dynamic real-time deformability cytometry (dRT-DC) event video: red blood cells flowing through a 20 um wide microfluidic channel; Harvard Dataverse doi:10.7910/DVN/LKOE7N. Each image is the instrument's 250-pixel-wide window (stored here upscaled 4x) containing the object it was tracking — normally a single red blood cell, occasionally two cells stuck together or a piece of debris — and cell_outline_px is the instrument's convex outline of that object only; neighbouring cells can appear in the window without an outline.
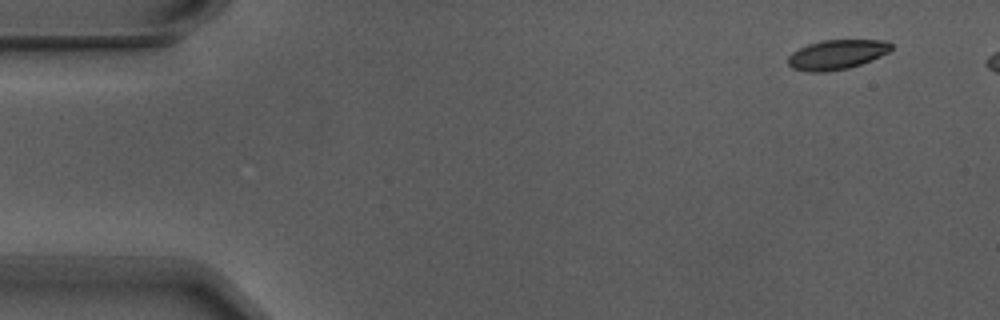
{"species": "Egyptian fruit bat (a non-hibernating species)", "species_latin": "Rousettus aegyptiacus", "temperature_condition": "warm", "stored_images_in_passage": 6, "camera_frame_rate_fps": 3000, "um_per_image_px": 0.085, "animal": {"sex": "male"}, "frame": {"image": 1, "passage_image": 1, "time_ms": 0.0, "image_size_px": [1000, 320], "cell_outline_px": [[892, 48], [888, 52], [872, 60], [848, 68], [828, 72], [808, 72], [792, 68], [788, 64], [788, 56], [792, 52], [808, 44], [824, 40], [888, 40], [892, 44]], "centroid_in_image_um": [71.13, 4.64], "position_along_channel_um": 13.9, "area_um2": 17.86}}